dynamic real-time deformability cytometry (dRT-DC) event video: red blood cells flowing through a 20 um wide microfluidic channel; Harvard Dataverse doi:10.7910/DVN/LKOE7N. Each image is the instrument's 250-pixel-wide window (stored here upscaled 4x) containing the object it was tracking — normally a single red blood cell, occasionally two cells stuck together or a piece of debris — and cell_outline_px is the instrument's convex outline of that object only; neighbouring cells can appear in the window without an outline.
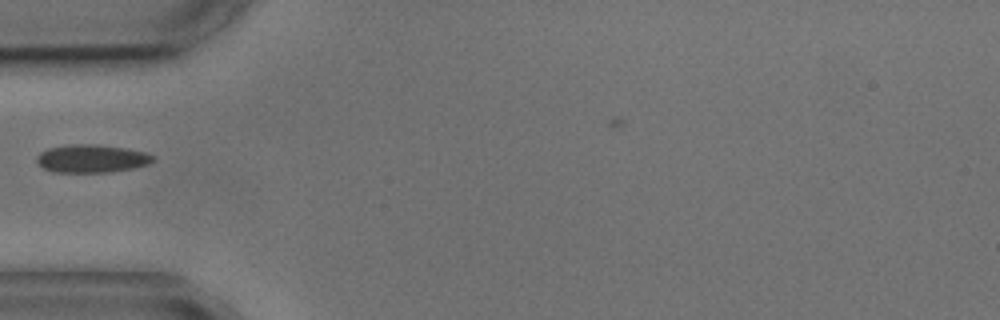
{"species": "common noctule bat (a hibernating species)", "species_latin": "Nyctalus noctula", "temperature_condition": "cold", "stored_images_in_passage": 3, "camera_frame_rate_fps": 3000, "um_per_image_px": 0.085, "animal": {"sex": "male", "body_mass_g": 17.9, "forearm_length_mm": 54.2}, "frame": {"image": 1, "passage_image": 3, "time_ms": 3.0, "image_size_px": [1000, 320], "cell_outline_px": [[156, 160], [148, 164], [132, 168], [112, 172], [52, 172], [44, 168], [36, 160], [36, 156], [40, 152], [48, 148], [68, 144], [96, 144], [124, 148], [144, 152], [156, 156]], "centroid_in_image_um": [7.79, 13.47], "position_along_channel_um": 77.2, "area_um2": 19.07}}